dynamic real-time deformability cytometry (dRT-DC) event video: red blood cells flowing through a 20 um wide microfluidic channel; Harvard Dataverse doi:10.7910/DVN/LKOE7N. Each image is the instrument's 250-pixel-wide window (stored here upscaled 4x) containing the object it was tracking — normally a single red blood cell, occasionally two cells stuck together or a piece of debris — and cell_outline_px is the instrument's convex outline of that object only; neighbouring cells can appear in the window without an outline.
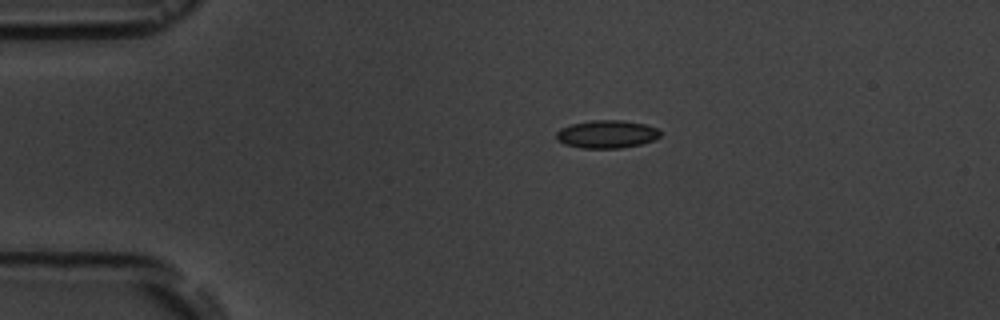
{"species": "common noctule bat (a hibernating species)", "species_latin": "Nyctalus noctula", "temperature_condition": "room temperature", "stored_images_in_passage": 5, "camera_frame_rate_fps": 3000, "um_per_image_px": 0.085, "animal": {"sex": "male", "body_mass_g": 19.5, "forearm_length_mm": 54.6}, "frame": {"image": 1, "passage_image": 3, "time_ms": 2.333, "image_size_px": [1000, 320], "cell_outline_px": [[660, 136], [652, 140], [640, 144], [620, 148], [580, 148], [564, 144], [556, 140], [556, 132], [560, 128], [572, 124], [592, 120], [624, 120], [644, 124], [656, 128], [660, 132]], "centroid_in_image_um": [51.53, 11.4], "position_along_channel_um": 33.5, "area_um2": 16.88}}
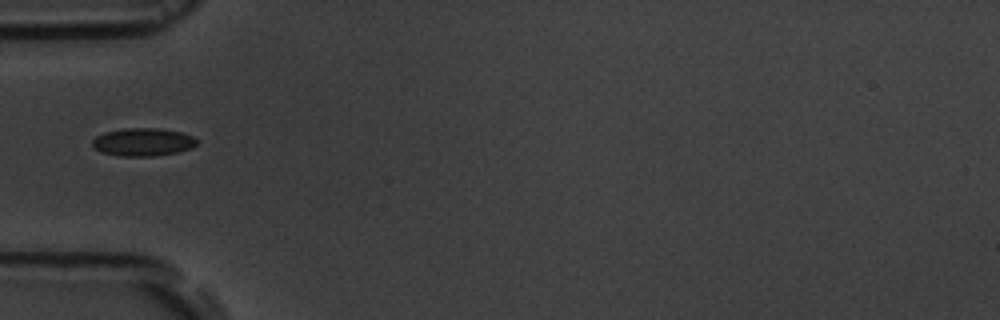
{"frame": {"image": 2, "passage_image": 5, "time_ms": 4.667, "image_size_px": [1000, 320], "cell_outline_px": [[196, 144], [192, 148], [176, 152], [152, 156], [120, 156], [100, 152], [92, 148], [92, 140], [96, 136], [104, 132], [124, 128], [156, 128], [180, 132], [192, 136], [196, 140]], "centroid_in_image_um": [12.09, 12.07], "position_along_channel_um": 72.9, "area_um2": 16.99}}